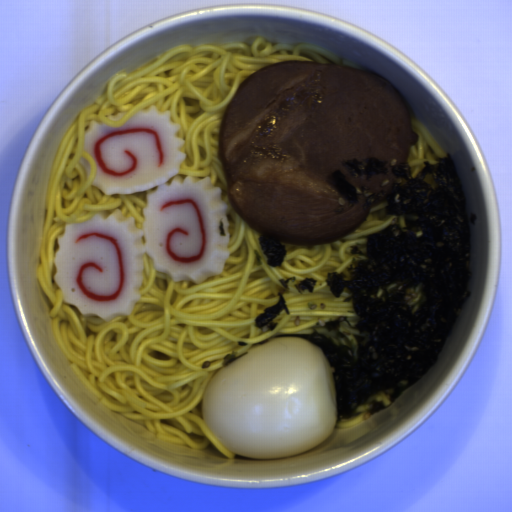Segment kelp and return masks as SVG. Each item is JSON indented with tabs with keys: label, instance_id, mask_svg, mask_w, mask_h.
Wrapping results in <instances>:
<instances>
[{
	"label": "kelp",
	"instance_id": "6d42b08b",
	"mask_svg": "<svg viewBox=\"0 0 512 512\" xmlns=\"http://www.w3.org/2000/svg\"><path fill=\"white\" fill-rule=\"evenodd\" d=\"M296 280V276H293V277H289V278H286V279H279V283L281 286H283L284 288H287L288 289V284L289 282H295Z\"/></svg>",
	"mask_w": 512,
	"mask_h": 512
},
{
	"label": "kelp",
	"instance_id": "69b00fe1",
	"mask_svg": "<svg viewBox=\"0 0 512 512\" xmlns=\"http://www.w3.org/2000/svg\"><path fill=\"white\" fill-rule=\"evenodd\" d=\"M317 280L315 278H312L310 276L305 277L302 280H299L297 283H295V289L300 293L303 294L305 290H309L310 293L314 291V287L317 286Z\"/></svg>",
	"mask_w": 512,
	"mask_h": 512
},
{
	"label": "kelp",
	"instance_id": "861f05c9",
	"mask_svg": "<svg viewBox=\"0 0 512 512\" xmlns=\"http://www.w3.org/2000/svg\"><path fill=\"white\" fill-rule=\"evenodd\" d=\"M258 241L266 257L267 265L271 267H281L288 252L282 241L270 238L263 233L259 235Z\"/></svg>",
	"mask_w": 512,
	"mask_h": 512
},
{
	"label": "kelp",
	"instance_id": "cf089659",
	"mask_svg": "<svg viewBox=\"0 0 512 512\" xmlns=\"http://www.w3.org/2000/svg\"><path fill=\"white\" fill-rule=\"evenodd\" d=\"M342 165L348 170L350 176L361 177L365 176V179H370L375 175H387L389 169L387 165L389 161L380 160L377 157L365 158L359 160V158H353L343 160Z\"/></svg>",
	"mask_w": 512,
	"mask_h": 512
},
{
	"label": "kelp",
	"instance_id": "604fcf36",
	"mask_svg": "<svg viewBox=\"0 0 512 512\" xmlns=\"http://www.w3.org/2000/svg\"><path fill=\"white\" fill-rule=\"evenodd\" d=\"M326 182L337 190L341 198L351 207L359 202L357 187L353 182H349L345 173L336 169L326 179Z\"/></svg>",
	"mask_w": 512,
	"mask_h": 512
},
{
	"label": "kelp",
	"instance_id": "99668d17",
	"mask_svg": "<svg viewBox=\"0 0 512 512\" xmlns=\"http://www.w3.org/2000/svg\"><path fill=\"white\" fill-rule=\"evenodd\" d=\"M424 160L415 177L409 161L392 166L400 180L389 190L384 210L404 216L403 227L387 225L361 236L367 251L350 247L365 259H352L341 271H331L325 283L332 296L351 294L359 318L347 316L325 323L335 332L333 342L314 329L298 337L318 346L332 368L337 419L367 414L391 406L401 393L424 377L439 360L470 297L468 264L475 213L467 217L466 194L453 156Z\"/></svg>",
	"mask_w": 512,
	"mask_h": 512
},
{
	"label": "kelp",
	"instance_id": "d102d525",
	"mask_svg": "<svg viewBox=\"0 0 512 512\" xmlns=\"http://www.w3.org/2000/svg\"><path fill=\"white\" fill-rule=\"evenodd\" d=\"M278 301L269 307H266L263 312L256 315L254 324L256 327L261 328L268 325L269 329L273 330L277 328V321H274L278 315L285 310L286 314H290V309L287 305L286 299L283 293H277Z\"/></svg>",
	"mask_w": 512,
	"mask_h": 512
}]
</instances>
